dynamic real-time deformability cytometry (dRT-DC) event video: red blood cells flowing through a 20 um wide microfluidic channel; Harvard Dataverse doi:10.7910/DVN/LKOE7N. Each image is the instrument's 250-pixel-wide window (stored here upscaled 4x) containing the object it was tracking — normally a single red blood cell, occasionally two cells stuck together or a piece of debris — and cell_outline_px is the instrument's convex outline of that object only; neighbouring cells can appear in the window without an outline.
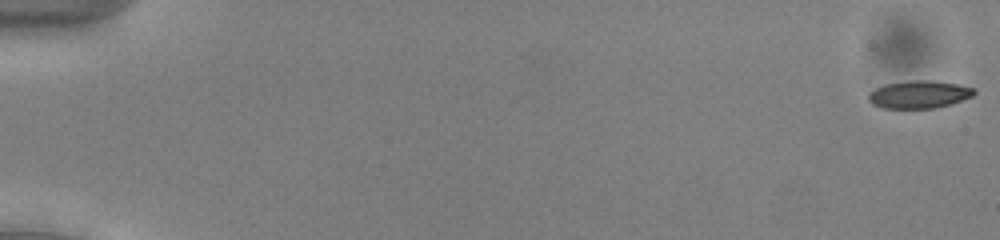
{"species": "common noctule bat (a hibernating species)", "species_latin": "Nyctalus noctula", "temperature_condition": "cold", "stored_images_in_passage": 54, "camera_frame_rate_fps": 3000, "um_per_image_px": 0.085, "animal": {"sex": "male", "body_mass_g": 13.0, "forearm_length_mm": 53.1}, "frame": {"image": 1, "passage_image": 1, "time_ms": 0.0, "image_size_px": [1000, 240], "cell_outline_px": [[972, 92], [968, 96], [944, 104], [924, 108], [892, 108], [876, 104], [872, 100], [872, 92], [880, 88], [896, 84], [948, 84], [972, 88]], "centroid_in_image_um": [78.09, 8.1], "position_along_channel_um": 6.9, "area_um2": 13.93}}
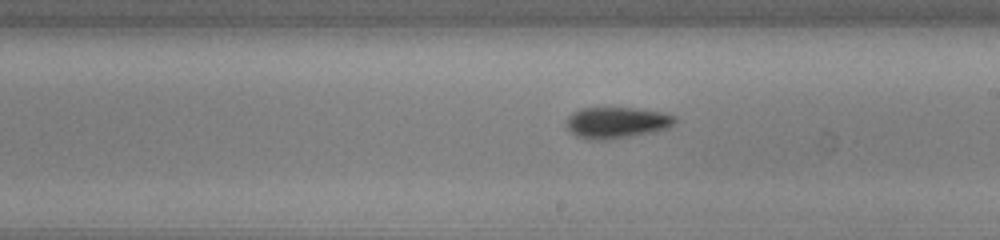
{"frame": {"image": 2, "passage_image": 32, "time_ms": 10.333, "image_size_px": [1000, 240], "cell_outline_px": [[668, 120], [664, 124], [648, 128], [624, 132], [580, 132], [572, 124], [572, 120], [576, 116], [584, 112], [636, 112], [664, 116]], "centroid_in_image_um": [52.37, 10.34], "position_along_channel_um": 236.6, "area_um2": 11.44}}
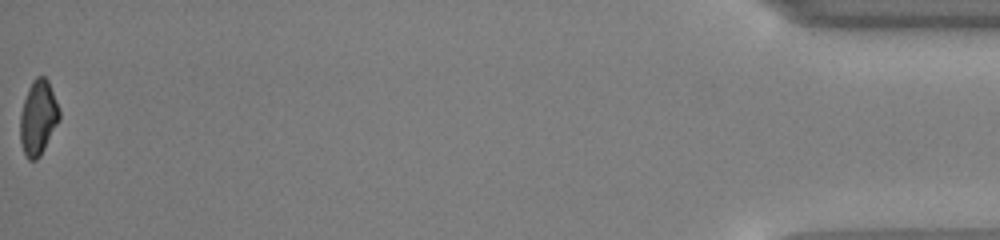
{"frame": {"image": 3, "passage_image": 54, "time_ms": 17.667, "image_size_px": [1000, 240], "cell_outline_px": [[60, 116], [40, 152], [32, 160], [24, 152], [20, 136], [20, 124], [24, 104], [28, 92], [32, 84], [40, 76], [44, 76], [48, 84], [56, 104]], "centroid_in_image_um": [3.22, 9.99], "position_along_channel_um": 432.0, "area_um2": 15.14}}